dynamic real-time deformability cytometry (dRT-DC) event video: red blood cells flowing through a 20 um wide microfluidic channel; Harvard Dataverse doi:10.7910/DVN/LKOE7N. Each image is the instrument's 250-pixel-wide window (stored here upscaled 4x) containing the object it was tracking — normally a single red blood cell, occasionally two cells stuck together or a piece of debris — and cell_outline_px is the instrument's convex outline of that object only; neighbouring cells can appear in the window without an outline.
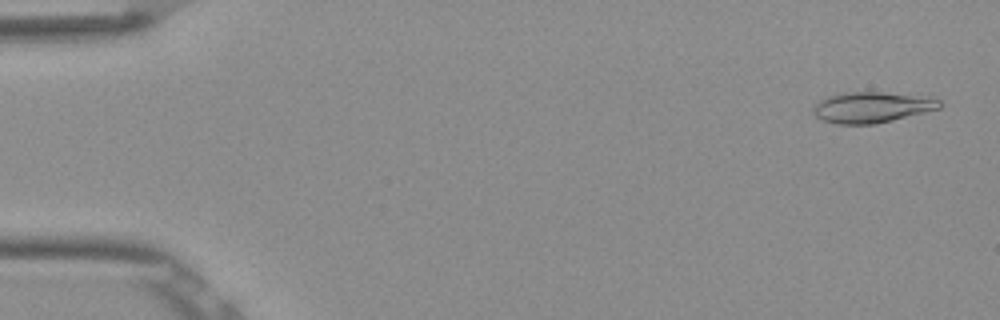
{"species": "Egyptian fruit bat (a non-hibernating species)", "species_latin": "Rousettus aegyptiacus", "temperature_condition": "room temperature", "stored_images_in_passage": 52, "camera_frame_rate_fps": 3000, "um_per_image_px": 0.085, "frame": {"image": 1, "passage_image": 2, "time_ms": 0.333, "image_size_px": [1000, 320], "cell_outline_px": [[944, 104], [940, 108], [876, 124], [836, 124], [820, 120], [812, 112], [812, 108], [820, 100], [828, 96], [844, 92], [880, 92], [940, 100]], "centroid_in_image_um": [74.01, 9.14], "position_along_channel_um": 11.0, "area_um2": 22.31}}
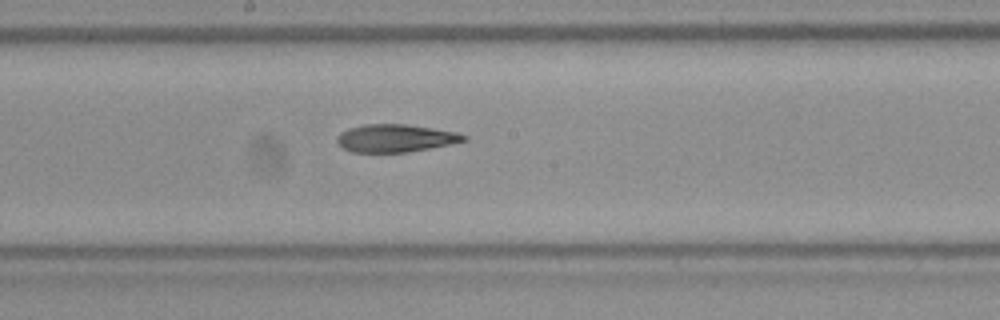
{"frame": {"image": 2, "passage_image": 28, "time_ms": 9.0, "image_size_px": [1000, 320], "cell_outline_px": [[468, 140], [452, 144], [408, 152], [352, 152], [344, 148], [336, 140], [336, 136], [340, 132], [348, 128], [364, 124], [404, 124], [432, 128], [456, 132], [468, 136]], "centroid_in_image_um": [33.62, 11.74], "position_along_channel_um": 214.6, "area_um2": 20.52}}
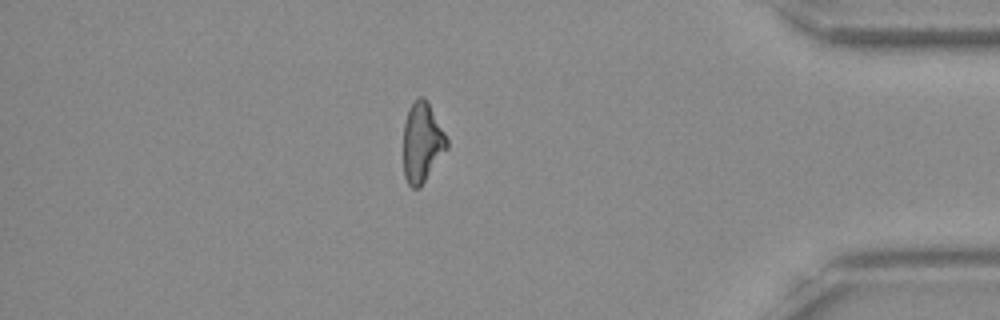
{"frame": {"image": 3, "passage_image": 45, "time_ms": 14.667, "image_size_px": [1000, 320], "cell_outline_px": [[448, 148], [420, 188], [412, 188], [408, 184], [404, 176], [404, 124], [408, 108], [416, 96], [424, 96], [428, 100], [448, 140]], "centroid_in_image_um": [35.88, 12.08], "position_along_channel_um": 399.3, "area_um2": 20.46}, "authors_computed_cell_mechanics": {"area_um2": 21.1259, "velocity_mm_per_s": 3.8812, "shape_relaxation_time_tau1_ms": 6.2041, "shape_relaxation_time_tau2_ms": 3.9636, "deformation_change_tau1": 0.1932, "deformation_change_tau2": 0.1455}}